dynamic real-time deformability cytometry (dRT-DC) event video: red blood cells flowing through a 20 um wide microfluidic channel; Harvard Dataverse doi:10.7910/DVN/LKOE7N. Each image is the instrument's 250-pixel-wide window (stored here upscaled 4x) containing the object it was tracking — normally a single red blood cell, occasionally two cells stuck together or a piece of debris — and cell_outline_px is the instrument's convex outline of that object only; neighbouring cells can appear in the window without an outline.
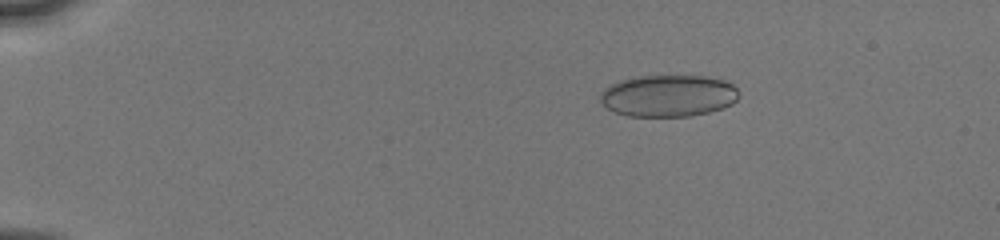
{"species": "human", "species_latin": "Homo sapiens", "temperature_condition": "cold", "stored_images_in_passage": 35, "camera_frame_rate_fps": 3000, "um_per_image_px": 0.085, "donor": {"sex": "male"}, "frame": {"image": 1, "passage_image": 7, "time_ms": 3.0, "image_size_px": [1000, 240], "cell_outline_px": [[740, 96], [732, 104], [708, 112], [688, 116], [628, 116], [612, 112], [600, 100], [600, 92], [604, 88], [620, 80], [640, 76], [704, 76], [724, 80], [732, 84], [736, 88]], "centroid_in_image_um": [56.79, 8.14], "position_along_channel_um": 28.2, "area_um2": 33.76}}
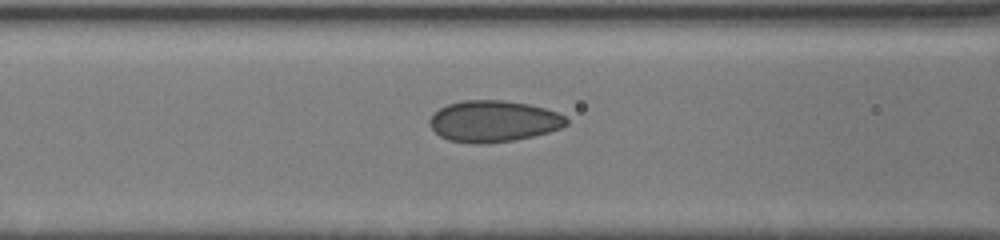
{"frame": {"image": 2, "passage_image": 17, "time_ms": 7.667, "image_size_px": [1000, 240], "cell_outline_px": [[568, 124], [560, 128], [548, 132], [532, 136], [512, 140], [480, 144], [472, 144], [448, 140], [440, 136], [428, 124], [428, 120], [440, 108], [448, 104], [464, 100], [504, 100], [528, 104], [544, 108], [556, 112], [564, 116], [568, 120]], "centroid_in_image_um": [41.93, 10.3], "position_along_channel_um": 124.7, "area_um2": 32.83}}
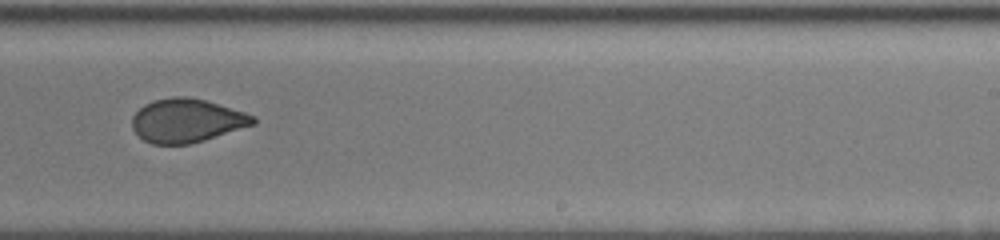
{"frame": {"image": 3, "passage_image": 32, "time_ms": 11.333, "image_size_px": [1000, 240], "cell_outline_px": [[256, 124], [204, 140], [188, 144], [152, 144], [144, 140], [132, 128], [132, 116], [144, 104], [152, 100], [172, 96], [188, 96], [204, 100], [244, 112], [256, 116]], "centroid_in_image_um": [15.86, 10.24], "position_along_channel_um": 273.1, "area_um2": 30.75}}